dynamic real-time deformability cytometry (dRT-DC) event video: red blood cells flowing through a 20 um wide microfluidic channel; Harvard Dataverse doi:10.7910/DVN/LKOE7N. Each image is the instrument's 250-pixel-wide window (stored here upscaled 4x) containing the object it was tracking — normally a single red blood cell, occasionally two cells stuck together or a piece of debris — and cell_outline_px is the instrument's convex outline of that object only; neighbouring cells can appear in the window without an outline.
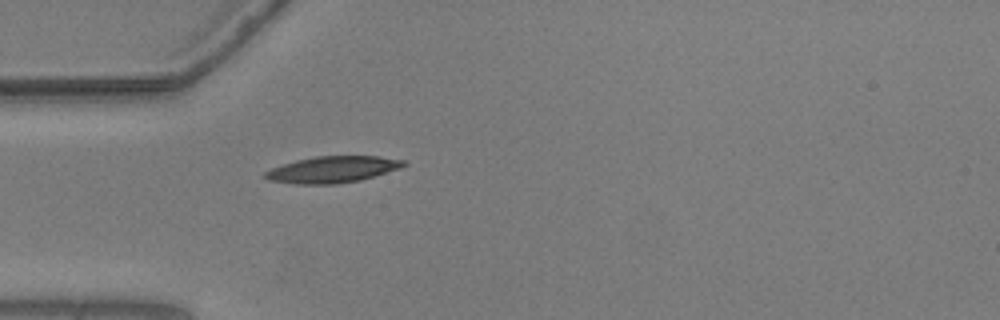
{"species": "common noctule bat (a hibernating species)", "species_latin": "Nyctalus noctula", "temperature_condition": "warm", "stored_images_in_passage": 6, "camera_frame_rate_fps": 3000, "um_per_image_px": 0.085, "animal": {"sex": "male", "body_mass_g": 20.5, "forearm_length_mm": 52.5}, "frame": {"image": 1, "passage_image": 1, "time_ms": 0.0, "image_size_px": [1000, 320], "cell_outline_px": [[408, 164], [400, 168], [360, 180], [336, 184], [292, 184], [268, 180], [264, 176], [264, 172], [272, 168], [296, 160], [316, 156], [380, 156], [408, 160]], "centroid_in_image_um": [28.29, 14.4], "position_along_channel_um": 56.7, "area_um2": 21.44}}